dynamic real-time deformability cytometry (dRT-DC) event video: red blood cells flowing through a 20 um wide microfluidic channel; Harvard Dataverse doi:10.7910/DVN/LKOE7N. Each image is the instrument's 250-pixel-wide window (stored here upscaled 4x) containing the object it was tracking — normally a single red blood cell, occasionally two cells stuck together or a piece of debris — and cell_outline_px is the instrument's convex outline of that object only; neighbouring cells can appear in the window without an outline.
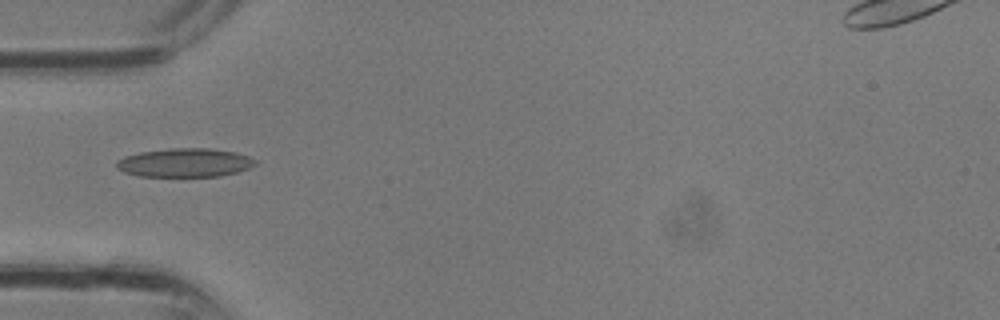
{"species": "common noctule bat (a hibernating species)", "species_latin": "Nyctalus noctula", "temperature_condition": "room temperature", "stored_images_in_passage": 3, "camera_frame_rate_fps": 3000, "um_per_image_px": 0.085, "animal": {"sex": "male", "body_mass_g": 13.3}, "frame": {"image": 1, "passage_image": 3, "time_ms": 0.667, "image_size_px": [1000, 320], "cell_outline_px": [[256, 164], [248, 168], [236, 172], [220, 176], [140, 176], [124, 172], [116, 168], [116, 160], [124, 156], [140, 152], [168, 148], [212, 148], [236, 152], [248, 156], [256, 160]], "centroid_in_image_um": [15.69, 13.82], "position_along_channel_um": 69.3, "area_um2": 23.29}}